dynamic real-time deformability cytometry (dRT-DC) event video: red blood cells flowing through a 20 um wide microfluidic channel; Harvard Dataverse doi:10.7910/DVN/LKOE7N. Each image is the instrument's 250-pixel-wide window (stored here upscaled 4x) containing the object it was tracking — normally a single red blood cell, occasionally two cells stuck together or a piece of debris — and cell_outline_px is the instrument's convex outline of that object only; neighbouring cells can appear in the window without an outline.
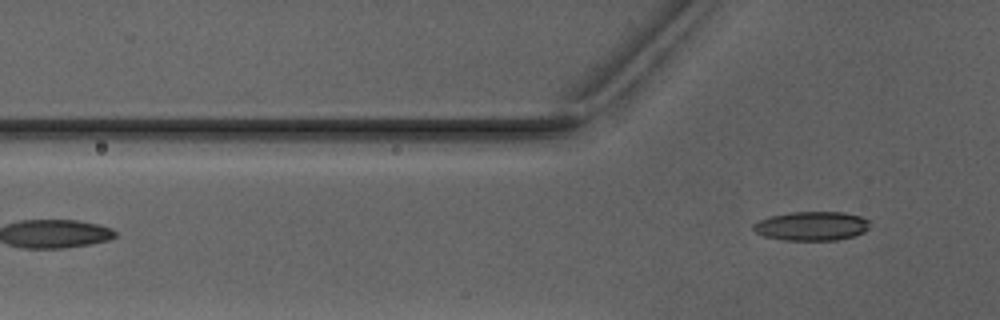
{"species": "Egyptian fruit bat (a non-hibernating species)", "species_latin": "Rousettus aegyptiacus", "temperature_condition": "warm", "stored_images_in_passage": 4, "camera_frame_rate_fps": 3000, "um_per_image_px": 0.085, "animal": {"sex": "male"}, "frame": {"image": 1, "passage_image": 4, "time_ms": 3.667, "image_size_px": [1000, 320], "cell_outline_px": [[868, 228], [864, 232], [856, 236], [836, 240], [784, 240], [764, 236], [756, 232], [752, 228], [752, 224], [768, 216], [792, 212], [844, 212], [860, 216], [868, 220]], "centroid_in_image_um": [68.98, 19.21], "position_along_channel_um": 56.8, "area_um2": 19.77}}